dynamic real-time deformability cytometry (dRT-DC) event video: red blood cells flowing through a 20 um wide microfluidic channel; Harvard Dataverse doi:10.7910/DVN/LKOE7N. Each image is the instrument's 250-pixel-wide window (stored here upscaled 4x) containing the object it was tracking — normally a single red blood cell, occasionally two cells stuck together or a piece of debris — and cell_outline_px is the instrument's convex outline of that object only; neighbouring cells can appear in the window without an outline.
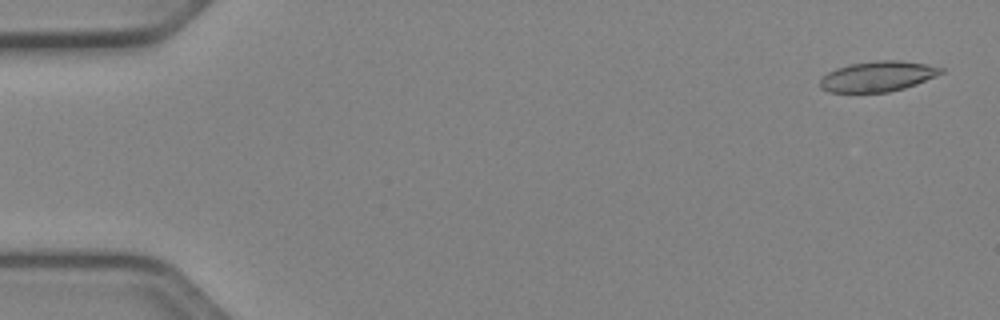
{"species": "Egyptian fruit bat (a non-hibernating species)", "species_latin": "Rousettus aegyptiacus", "temperature_condition": "cold", "stored_images_in_passage": 52, "camera_frame_rate_fps": 3000, "um_per_image_px": 0.085, "animal": {"sex": "female"}, "frame": {"image": 1, "passage_image": 2, "time_ms": 0.333, "image_size_px": [1000, 320], "cell_outline_px": [[944, 72], [936, 76], [916, 84], [904, 88], [888, 92], [828, 92], [820, 88], [820, 80], [828, 72], [836, 68], [848, 64], [876, 60], [900, 60], [928, 64], [944, 68]], "centroid_in_image_um": [74.62, 6.48], "position_along_channel_um": 10.4, "area_um2": 21.5}}
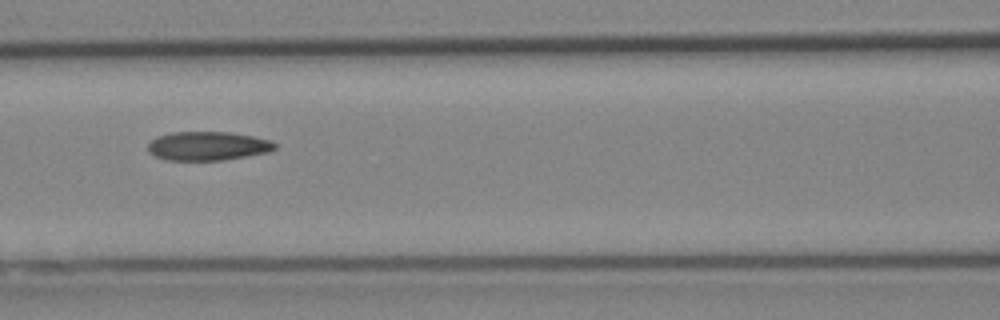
{"frame": {"image": 2, "passage_image": 23, "time_ms": 7.333, "image_size_px": [1000, 320], "cell_outline_px": [[276, 148], [268, 152], [224, 160], [164, 160], [148, 152], [148, 144], [156, 136], [172, 132], [228, 132], [252, 136], [272, 140], [276, 144]], "centroid_in_image_um": [17.65, 12.41], "position_along_channel_um": 149.0, "area_um2": 21.39}}
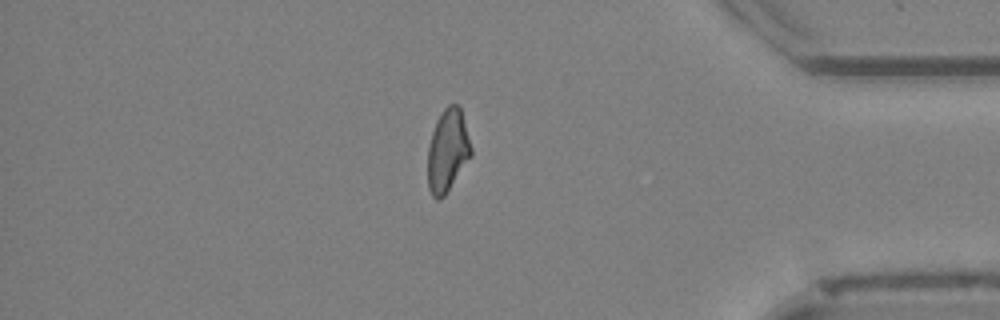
{"frame": {"image": 3, "passage_image": 44, "time_ms": 14.333, "image_size_px": [1000, 320], "cell_outline_px": [[472, 156], [444, 196], [440, 200], [436, 200], [432, 196], [428, 188], [428, 148], [432, 132], [436, 120], [444, 108], [448, 104], [460, 104], [472, 148]], "centroid_in_image_um": [38.06, 12.79], "position_along_channel_um": 397.1, "area_um2": 21.1}, "authors_computed_cell_mechanics": {"area_um2": 21.675, "velocity_mm_per_s": 3.9668, "shape_relaxation_time_tau1_ms": 9.6011, "shape_relaxation_time_tau2_ms": 2.3998, "deformation_change_tau1": 0.1991, "deformation_change_tau2": 0.0825}}